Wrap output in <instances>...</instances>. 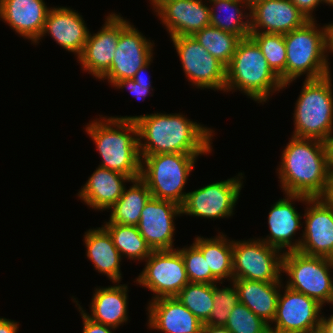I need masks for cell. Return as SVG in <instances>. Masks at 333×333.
Listing matches in <instances>:
<instances>
[{
  "label": "cell",
  "instance_id": "obj_39",
  "mask_svg": "<svg viewBox=\"0 0 333 333\" xmlns=\"http://www.w3.org/2000/svg\"><path fill=\"white\" fill-rule=\"evenodd\" d=\"M79 312L81 313V317L83 319V333H112L111 329H116L114 327L92 321L80 309Z\"/></svg>",
  "mask_w": 333,
  "mask_h": 333
},
{
  "label": "cell",
  "instance_id": "obj_37",
  "mask_svg": "<svg viewBox=\"0 0 333 333\" xmlns=\"http://www.w3.org/2000/svg\"><path fill=\"white\" fill-rule=\"evenodd\" d=\"M188 280L190 283H221L212 273L202 252L192 243L189 247L179 249Z\"/></svg>",
  "mask_w": 333,
  "mask_h": 333
},
{
  "label": "cell",
  "instance_id": "obj_30",
  "mask_svg": "<svg viewBox=\"0 0 333 333\" xmlns=\"http://www.w3.org/2000/svg\"><path fill=\"white\" fill-rule=\"evenodd\" d=\"M212 7L210 6V25L217 27L225 32L235 34L241 38L249 37L251 33L250 29V13H245L243 15L244 9H248V6L242 0H208ZM245 5V6H244ZM241 7V8H240ZM217 9V12H216ZM219 9V10H218ZM225 10V12H224ZM227 15L225 17H220L218 12ZM245 19V21L243 20ZM249 18V19H248Z\"/></svg>",
  "mask_w": 333,
  "mask_h": 333
},
{
  "label": "cell",
  "instance_id": "obj_51",
  "mask_svg": "<svg viewBox=\"0 0 333 333\" xmlns=\"http://www.w3.org/2000/svg\"><path fill=\"white\" fill-rule=\"evenodd\" d=\"M322 1H323V3L333 6V0H322Z\"/></svg>",
  "mask_w": 333,
  "mask_h": 333
},
{
  "label": "cell",
  "instance_id": "obj_34",
  "mask_svg": "<svg viewBox=\"0 0 333 333\" xmlns=\"http://www.w3.org/2000/svg\"><path fill=\"white\" fill-rule=\"evenodd\" d=\"M176 298L204 324L213 308V284L189 282Z\"/></svg>",
  "mask_w": 333,
  "mask_h": 333
},
{
  "label": "cell",
  "instance_id": "obj_16",
  "mask_svg": "<svg viewBox=\"0 0 333 333\" xmlns=\"http://www.w3.org/2000/svg\"><path fill=\"white\" fill-rule=\"evenodd\" d=\"M305 228L299 252L333 259V208L320 197L309 198L305 205Z\"/></svg>",
  "mask_w": 333,
  "mask_h": 333
},
{
  "label": "cell",
  "instance_id": "obj_45",
  "mask_svg": "<svg viewBox=\"0 0 333 333\" xmlns=\"http://www.w3.org/2000/svg\"><path fill=\"white\" fill-rule=\"evenodd\" d=\"M202 333H232V332L225 326L203 325Z\"/></svg>",
  "mask_w": 333,
  "mask_h": 333
},
{
  "label": "cell",
  "instance_id": "obj_46",
  "mask_svg": "<svg viewBox=\"0 0 333 333\" xmlns=\"http://www.w3.org/2000/svg\"><path fill=\"white\" fill-rule=\"evenodd\" d=\"M321 315L320 326L328 333H333V314L329 317Z\"/></svg>",
  "mask_w": 333,
  "mask_h": 333
},
{
  "label": "cell",
  "instance_id": "obj_2",
  "mask_svg": "<svg viewBox=\"0 0 333 333\" xmlns=\"http://www.w3.org/2000/svg\"><path fill=\"white\" fill-rule=\"evenodd\" d=\"M277 169L284 194L320 197L331 171L325 142L292 136L282 152Z\"/></svg>",
  "mask_w": 333,
  "mask_h": 333
},
{
  "label": "cell",
  "instance_id": "obj_47",
  "mask_svg": "<svg viewBox=\"0 0 333 333\" xmlns=\"http://www.w3.org/2000/svg\"><path fill=\"white\" fill-rule=\"evenodd\" d=\"M328 51L333 53V23L328 24Z\"/></svg>",
  "mask_w": 333,
  "mask_h": 333
},
{
  "label": "cell",
  "instance_id": "obj_44",
  "mask_svg": "<svg viewBox=\"0 0 333 333\" xmlns=\"http://www.w3.org/2000/svg\"><path fill=\"white\" fill-rule=\"evenodd\" d=\"M153 60L151 59L148 63H146L144 66H142L134 75V77L132 78L134 81L136 82H143V83H151V81L149 82L148 79L146 78L145 72L147 71L148 68H150L149 66L151 65V62ZM145 71V72H144Z\"/></svg>",
  "mask_w": 333,
  "mask_h": 333
},
{
  "label": "cell",
  "instance_id": "obj_3",
  "mask_svg": "<svg viewBox=\"0 0 333 333\" xmlns=\"http://www.w3.org/2000/svg\"><path fill=\"white\" fill-rule=\"evenodd\" d=\"M85 128L102 158L99 166L124 174L131 180L141 176L138 126L135 120L105 116L89 122Z\"/></svg>",
  "mask_w": 333,
  "mask_h": 333
},
{
  "label": "cell",
  "instance_id": "obj_50",
  "mask_svg": "<svg viewBox=\"0 0 333 333\" xmlns=\"http://www.w3.org/2000/svg\"><path fill=\"white\" fill-rule=\"evenodd\" d=\"M328 303L333 305V280H332V292Z\"/></svg>",
  "mask_w": 333,
  "mask_h": 333
},
{
  "label": "cell",
  "instance_id": "obj_33",
  "mask_svg": "<svg viewBox=\"0 0 333 333\" xmlns=\"http://www.w3.org/2000/svg\"><path fill=\"white\" fill-rule=\"evenodd\" d=\"M265 56L269 67L286 84V46L284 34L251 32L249 35Z\"/></svg>",
  "mask_w": 333,
  "mask_h": 333
},
{
  "label": "cell",
  "instance_id": "obj_41",
  "mask_svg": "<svg viewBox=\"0 0 333 333\" xmlns=\"http://www.w3.org/2000/svg\"><path fill=\"white\" fill-rule=\"evenodd\" d=\"M320 198L330 207L333 208V170L330 171L329 179L326 184L324 193Z\"/></svg>",
  "mask_w": 333,
  "mask_h": 333
},
{
  "label": "cell",
  "instance_id": "obj_6",
  "mask_svg": "<svg viewBox=\"0 0 333 333\" xmlns=\"http://www.w3.org/2000/svg\"><path fill=\"white\" fill-rule=\"evenodd\" d=\"M330 76L303 82L295 103L292 136L325 141L333 133V84Z\"/></svg>",
  "mask_w": 333,
  "mask_h": 333
},
{
  "label": "cell",
  "instance_id": "obj_14",
  "mask_svg": "<svg viewBox=\"0 0 333 333\" xmlns=\"http://www.w3.org/2000/svg\"><path fill=\"white\" fill-rule=\"evenodd\" d=\"M322 307L316 300L285 286L283 295L278 296L270 333H312L320 326Z\"/></svg>",
  "mask_w": 333,
  "mask_h": 333
},
{
  "label": "cell",
  "instance_id": "obj_17",
  "mask_svg": "<svg viewBox=\"0 0 333 333\" xmlns=\"http://www.w3.org/2000/svg\"><path fill=\"white\" fill-rule=\"evenodd\" d=\"M152 8L170 37L193 36L210 25V6L202 0H159Z\"/></svg>",
  "mask_w": 333,
  "mask_h": 333
},
{
  "label": "cell",
  "instance_id": "obj_18",
  "mask_svg": "<svg viewBox=\"0 0 333 333\" xmlns=\"http://www.w3.org/2000/svg\"><path fill=\"white\" fill-rule=\"evenodd\" d=\"M105 19L100 31L89 33L83 52L77 58L83 71L99 80L111 67L120 36V15L112 12Z\"/></svg>",
  "mask_w": 333,
  "mask_h": 333
},
{
  "label": "cell",
  "instance_id": "obj_13",
  "mask_svg": "<svg viewBox=\"0 0 333 333\" xmlns=\"http://www.w3.org/2000/svg\"><path fill=\"white\" fill-rule=\"evenodd\" d=\"M153 45L134 25L120 16V36L109 71L100 79L110 85L133 78L136 72L153 59Z\"/></svg>",
  "mask_w": 333,
  "mask_h": 333
},
{
  "label": "cell",
  "instance_id": "obj_52",
  "mask_svg": "<svg viewBox=\"0 0 333 333\" xmlns=\"http://www.w3.org/2000/svg\"><path fill=\"white\" fill-rule=\"evenodd\" d=\"M150 4H152L153 6L159 1V0H150Z\"/></svg>",
  "mask_w": 333,
  "mask_h": 333
},
{
  "label": "cell",
  "instance_id": "obj_43",
  "mask_svg": "<svg viewBox=\"0 0 333 333\" xmlns=\"http://www.w3.org/2000/svg\"><path fill=\"white\" fill-rule=\"evenodd\" d=\"M327 152L329 167L333 170V133L324 141Z\"/></svg>",
  "mask_w": 333,
  "mask_h": 333
},
{
  "label": "cell",
  "instance_id": "obj_10",
  "mask_svg": "<svg viewBox=\"0 0 333 333\" xmlns=\"http://www.w3.org/2000/svg\"><path fill=\"white\" fill-rule=\"evenodd\" d=\"M136 282L153 292L152 300L176 297L189 283L180 251L153 250Z\"/></svg>",
  "mask_w": 333,
  "mask_h": 333
},
{
  "label": "cell",
  "instance_id": "obj_12",
  "mask_svg": "<svg viewBox=\"0 0 333 333\" xmlns=\"http://www.w3.org/2000/svg\"><path fill=\"white\" fill-rule=\"evenodd\" d=\"M243 174L187 192L181 213L200 218H229L239 198Z\"/></svg>",
  "mask_w": 333,
  "mask_h": 333
},
{
  "label": "cell",
  "instance_id": "obj_7",
  "mask_svg": "<svg viewBox=\"0 0 333 333\" xmlns=\"http://www.w3.org/2000/svg\"><path fill=\"white\" fill-rule=\"evenodd\" d=\"M198 156L183 153L140 155V178L147 184L153 198L181 206L187 194L182 191Z\"/></svg>",
  "mask_w": 333,
  "mask_h": 333
},
{
  "label": "cell",
  "instance_id": "obj_1",
  "mask_svg": "<svg viewBox=\"0 0 333 333\" xmlns=\"http://www.w3.org/2000/svg\"><path fill=\"white\" fill-rule=\"evenodd\" d=\"M115 117L135 120L140 155L183 153L201 156L212 152L214 130L193 122L180 113Z\"/></svg>",
  "mask_w": 333,
  "mask_h": 333
},
{
  "label": "cell",
  "instance_id": "obj_35",
  "mask_svg": "<svg viewBox=\"0 0 333 333\" xmlns=\"http://www.w3.org/2000/svg\"><path fill=\"white\" fill-rule=\"evenodd\" d=\"M232 287L219 288L213 284V308L208 320L203 325L225 326L229 314L239 302L237 288L231 282Z\"/></svg>",
  "mask_w": 333,
  "mask_h": 333
},
{
  "label": "cell",
  "instance_id": "obj_4",
  "mask_svg": "<svg viewBox=\"0 0 333 333\" xmlns=\"http://www.w3.org/2000/svg\"><path fill=\"white\" fill-rule=\"evenodd\" d=\"M237 89L258 103L266 102L270 94L284 89L281 79L269 67L265 56L250 36L239 41L226 67L224 92Z\"/></svg>",
  "mask_w": 333,
  "mask_h": 333
},
{
  "label": "cell",
  "instance_id": "obj_20",
  "mask_svg": "<svg viewBox=\"0 0 333 333\" xmlns=\"http://www.w3.org/2000/svg\"><path fill=\"white\" fill-rule=\"evenodd\" d=\"M251 32L286 34L309 19L290 0H265L249 10Z\"/></svg>",
  "mask_w": 333,
  "mask_h": 333
},
{
  "label": "cell",
  "instance_id": "obj_5",
  "mask_svg": "<svg viewBox=\"0 0 333 333\" xmlns=\"http://www.w3.org/2000/svg\"><path fill=\"white\" fill-rule=\"evenodd\" d=\"M316 20L284 34L286 46V84L306 74L305 80L331 75L328 62V24L317 27Z\"/></svg>",
  "mask_w": 333,
  "mask_h": 333
},
{
  "label": "cell",
  "instance_id": "obj_28",
  "mask_svg": "<svg viewBox=\"0 0 333 333\" xmlns=\"http://www.w3.org/2000/svg\"><path fill=\"white\" fill-rule=\"evenodd\" d=\"M133 184L128 190L126 186L118 201L111 206L108 222L119 225L137 226L147 201L152 197L147 184L139 177L132 179Z\"/></svg>",
  "mask_w": 333,
  "mask_h": 333
},
{
  "label": "cell",
  "instance_id": "obj_36",
  "mask_svg": "<svg viewBox=\"0 0 333 333\" xmlns=\"http://www.w3.org/2000/svg\"><path fill=\"white\" fill-rule=\"evenodd\" d=\"M225 327L232 333H270L269 324L241 302L232 309Z\"/></svg>",
  "mask_w": 333,
  "mask_h": 333
},
{
  "label": "cell",
  "instance_id": "obj_26",
  "mask_svg": "<svg viewBox=\"0 0 333 333\" xmlns=\"http://www.w3.org/2000/svg\"><path fill=\"white\" fill-rule=\"evenodd\" d=\"M239 302L246 305L256 316L270 325L274 320L282 279L278 282H261L233 279Z\"/></svg>",
  "mask_w": 333,
  "mask_h": 333
},
{
  "label": "cell",
  "instance_id": "obj_22",
  "mask_svg": "<svg viewBox=\"0 0 333 333\" xmlns=\"http://www.w3.org/2000/svg\"><path fill=\"white\" fill-rule=\"evenodd\" d=\"M148 325L164 333H202L203 323L176 297L151 300Z\"/></svg>",
  "mask_w": 333,
  "mask_h": 333
},
{
  "label": "cell",
  "instance_id": "obj_49",
  "mask_svg": "<svg viewBox=\"0 0 333 333\" xmlns=\"http://www.w3.org/2000/svg\"><path fill=\"white\" fill-rule=\"evenodd\" d=\"M312 333H328L321 326H318Z\"/></svg>",
  "mask_w": 333,
  "mask_h": 333
},
{
  "label": "cell",
  "instance_id": "obj_38",
  "mask_svg": "<svg viewBox=\"0 0 333 333\" xmlns=\"http://www.w3.org/2000/svg\"><path fill=\"white\" fill-rule=\"evenodd\" d=\"M113 87L115 88L117 87L116 89L128 88L130 93H132V95H134L136 98L139 99L144 98V100L149 93L151 94L150 90L153 91V88L150 83L136 82L132 78L119 80L113 85Z\"/></svg>",
  "mask_w": 333,
  "mask_h": 333
},
{
  "label": "cell",
  "instance_id": "obj_8",
  "mask_svg": "<svg viewBox=\"0 0 333 333\" xmlns=\"http://www.w3.org/2000/svg\"><path fill=\"white\" fill-rule=\"evenodd\" d=\"M333 259L289 251L282 256V272L288 275L286 287L303 293L324 306L332 292Z\"/></svg>",
  "mask_w": 333,
  "mask_h": 333
},
{
  "label": "cell",
  "instance_id": "obj_27",
  "mask_svg": "<svg viewBox=\"0 0 333 333\" xmlns=\"http://www.w3.org/2000/svg\"><path fill=\"white\" fill-rule=\"evenodd\" d=\"M86 256L93 267L106 275L114 284L121 281L120 262L122 257L114 246L108 231L102 226L89 229L84 235Z\"/></svg>",
  "mask_w": 333,
  "mask_h": 333
},
{
  "label": "cell",
  "instance_id": "obj_29",
  "mask_svg": "<svg viewBox=\"0 0 333 333\" xmlns=\"http://www.w3.org/2000/svg\"><path fill=\"white\" fill-rule=\"evenodd\" d=\"M203 254L211 273L223 283L233 280V240L220 232L214 238L196 237L193 243Z\"/></svg>",
  "mask_w": 333,
  "mask_h": 333
},
{
  "label": "cell",
  "instance_id": "obj_11",
  "mask_svg": "<svg viewBox=\"0 0 333 333\" xmlns=\"http://www.w3.org/2000/svg\"><path fill=\"white\" fill-rule=\"evenodd\" d=\"M182 69L196 88L225 90L226 67L211 55L193 36L170 37Z\"/></svg>",
  "mask_w": 333,
  "mask_h": 333
},
{
  "label": "cell",
  "instance_id": "obj_48",
  "mask_svg": "<svg viewBox=\"0 0 333 333\" xmlns=\"http://www.w3.org/2000/svg\"><path fill=\"white\" fill-rule=\"evenodd\" d=\"M246 6H248V8H252L256 3H259L261 1H265V0H242Z\"/></svg>",
  "mask_w": 333,
  "mask_h": 333
},
{
  "label": "cell",
  "instance_id": "obj_42",
  "mask_svg": "<svg viewBox=\"0 0 333 333\" xmlns=\"http://www.w3.org/2000/svg\"><path fill=\"white\" fill-rule=\"evenodd\" d=\"M19 323L6 318L0 317V333H18Z\"/></svg>",
  "mask_w": 333,
  "mask_h": 333
},
{
  "label": "cell",
  "instance_id": "obj_32",
  "mask_svg": "<svg viewBox=\"0 0 333 333\" xmlns=\"http://www.w3.org/2000/svg\"><path fill=\"white\" fill-rule=\"evenodd\" d=\"M193 37L225 67L229 65L238 43L242 39L211 25L199 30Z\"/></svg>",
  "mask_w": 333,
  "mask_h": 333
},
{
  "label": "cell",
  "instance_id": "obj_15",
  "mask_svg": "<svg viewBox=\"0 0 333 333\" xmlns=\"http://www.w3.org/2000/svg\"><path fill=\"white\" fill-rule=\"evenodd\" d=\"M181 214L177 203L151 197L141 211L138 231L152 250L176 249L173 248L174 218Z\"/></svg>",
  "mask_w": 333,
  "mask_h": 333
},
{
  "label": "cell",
  "instance_id": "obj_31",
  "mask_svg": "<svg viewBox=\"0 0 333 333\" xmlns=\"http://www.w3.org/2000/svg\"><path fill=\"white\" fill-rule=\"evenodd\" d=\"M112 238L114 246L121 257L130 260L145 261L152 253V249L141 236L137 226L105 223L102 225Z\"/></svg>",
  "mask_w": 333,
  "mask_h": 333
},
{
  "label": "cell",
  "instance_id": "obj_25",
  "mask_svg": "<svg viewBox=\"0 0 333 333\" xmlns=\"http://www.w3.org/2000/svg\"><path fill=\"white\" fill-rule=\"evenodd\" d=\"M91 301V315L86 313L74 298L73 301L78 305L92 321L114 328L128 320V287L126 284L117 282L114 286L96 288Z\"/></svg>",
  "mask_w": 333,
  "mask_h": 333
},
{
  "label": "cell",
  "instance_id": "obj_23",
  "mask_svg": "<svg viewBox=\"0 0 333 333\" xmlns=\"http://www.w3.org/2000/svg\"><path fill=\"white\" fill-rule=\"evenodd\" d=\"M48 8L43 0H0V20L35 43L44 28Z\"/></svg>",
  "mask_w": 333,
  "mask_h": 333
},
{
  "label": "cell",
  "instance_id": "obj_21",
  "mask_svg": "<svg viewBox=\"0 0 333 333\" xmlns=\"http://www.w3.org/2000/svg\"><path fill=\"white\" fill-rule=\"evenodd\" d=\"M46 33L50 34V37L66 51L73 52L79 57L83 52L90 31L76 10L62 6L49 9L43 31L35 45Z\"/></svg>",
  "mask_w": 333,
  "mask_h": 333
},
{
  "label": "cell",
  "instance_id": "obj_40",
  "mask_svg": "<svg viewBox=\"0 0 333 333\" xmlns=\"http://www.w3.org/2000/svg\"><path fill=\"white\" fill-rule=\"evenodd\" d=\"M309 20H315L313 11L321 3L322 0H290Z\"/></svg>",
  "mask_w": 333,
  "mask_h": 333
},
{
  "label": "cell",
  "instance_id": "obj_19",
  "mask_svg": "<svg viewBox=\"0 0 333 333\" xmlns=\"http://www.w3.org/2000/svg\"><path fill=\"white\" fill-rule=\"evenodd\" d=\"M285 198L276 201L268 216L270 236L260 238L269 246L279 249L282 253L298 251L301 239L295 241L293 237L301 226L302 216L293 206V201L306 203L310 198L301 194H285ZM295 241V242H292ZM287 249V250H286Z\"/></svg>",
  "mask_w": 333,
  "mask_h": 333
},
{
  "label": "cell",
  "instance_id": "obj_24",
  "mask_svg": "<svg viewBox=\"0 0 333 333\" xmlns=\"http://www.w3.org/2000/svg\"><path fill=\"white\" fill-rule=\"evenodd\" d=\"M125 182H131V179L119 172L98 166L79 191L78 197L95 210H109L121 197Z\"/></svg>",
  "mask_w": 333,
  "mask_h": 333
},
{
  "label": "cell",
  "instance_id": "obj_9",
  "mask_svg": "<svg viewBox=\"0 0 333 333\" xmlns=\"http://www.w3.org/2000/svg\"><path fill=\"white\" fill-rule=\"evenodd\" d=\"M283 253L261 239L233 240V279L278 282Z\"/></svg>",
  "mask_w": 333,
  "mask_h": 333
}]
</instances>
